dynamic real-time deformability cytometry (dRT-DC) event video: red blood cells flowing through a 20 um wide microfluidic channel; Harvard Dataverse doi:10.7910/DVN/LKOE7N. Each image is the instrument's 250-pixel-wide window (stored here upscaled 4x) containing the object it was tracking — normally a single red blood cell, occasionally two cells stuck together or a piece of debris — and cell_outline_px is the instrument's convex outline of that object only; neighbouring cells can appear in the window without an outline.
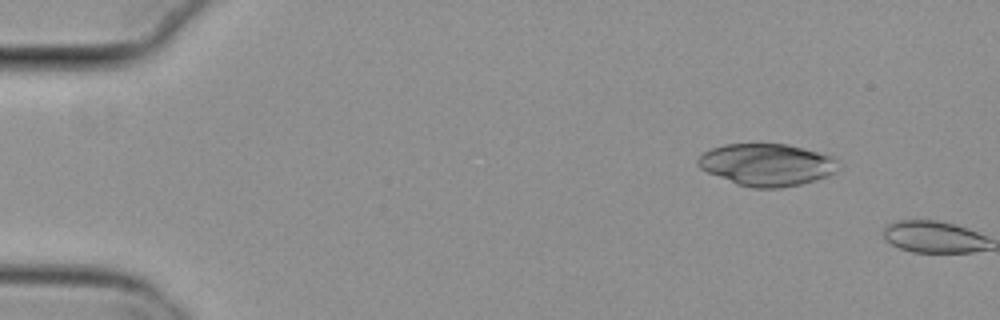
{"species": "common noctule bat (a hibernating species)", "species_latin": "Nyctalus noctula", "temperature_condition": "cold", "stored_images_in_passage": 3, "camera_frame_rate_fps": 3000, "um_per_image_px": 0.085, "animal": {"sex": "female", "body_mass_g": 29.2, "forearm_length_mm": 56.3}, "frame": {"image": 1, "passage_image": 2, "time_ms": 0.333, "image_size_px": [1000, 320], "cell_outline_px": [[840, 168], [836, 172], [828, 176], [816, 180], [800, 184], [780, 188], [752, 188], [740, 184], [708, 172], [700, 168], [696, 164], [696, 160], [704, 152], [712, 148], [724, 144], [788, 144], [832, 156], [840, 160]], "centroid_in_image_um": [65.23, 13.99], "position_along_channel_um": 19.8, "area_um2": 34.51}}